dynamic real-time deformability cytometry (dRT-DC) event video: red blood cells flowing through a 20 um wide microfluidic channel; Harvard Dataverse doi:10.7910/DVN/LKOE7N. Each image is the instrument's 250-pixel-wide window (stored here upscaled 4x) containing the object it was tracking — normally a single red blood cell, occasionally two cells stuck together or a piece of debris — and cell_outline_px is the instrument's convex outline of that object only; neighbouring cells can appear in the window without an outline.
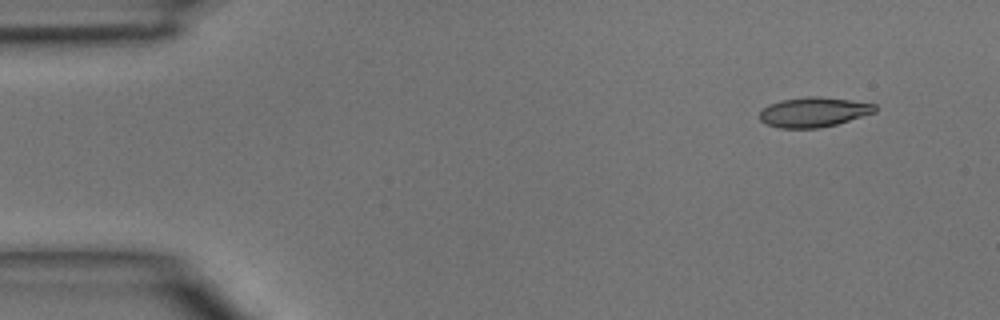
{"species": "common noctule bat (a hibernating species)", "species_latin": "Nyctalus noctula", "temperature_condition": "room temperature", "stored_images_in_passage": 42, "camera_frame_rate_fps": 3000, "um_per_image_px": 0.085, "animal": {"sex": "male", "body_mass_g": 15.6}, "frame": {"image": 1, "passage_image": 1, "time_ms": 0.0, "image_size_px": [1000, 320], "cell_outline_px": [[876, 112], [836, 124], [816, 128], [780, 128], [768, 124], [760, 120], [760, 112], [768, 104], [780, 100], [808, 96], [820, 96], [852, 100], [876, 104]], "centroid_in_image_um": [69.17, 9.51], "position_along_channel_um": 15.8, "area_um2": 20.0}}
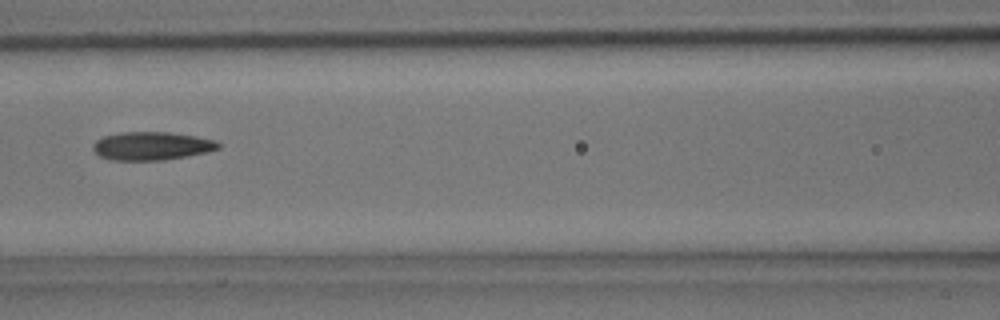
{"frame": {"image": 2, "passage_image": 17, "time_ms": 5.333, "image_size_px": [1000, 320], "cell_outline_px": [[220, 148], [208, 152], [188, 156], [164, 160], [108, 160], [100, 156], [92, 148], [92, 144], [96, 140], [104, 136], [124, 132], [168, 132], [196, 136], [216, 140], [220, 144]], "centroid_in_image_um": [12.91, 12.41], "position_along_channel_um": 153.7, "area_um2": 20.75}}
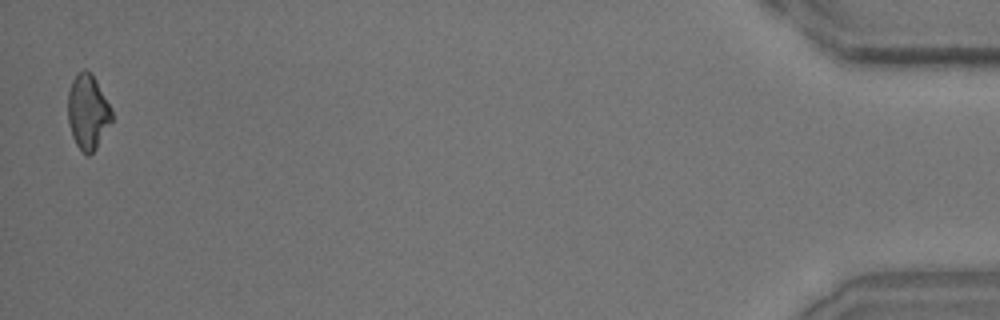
{"frame": {"image": 3, "passage_image": 42, "time_ms": 13.667, "image_size_px": [1000, 320], "cell_outline_px": [[112, 120], [96, 148], [88, 156], [76, 144], [72, 136], [68, 124], [68, 92], [72, 80], [76, 72], [84, 68], [96, 80], [112, 108]], "centroid_in_image_um": [7.45, 9.48], "position_along_channel_um": 427.7, "area_um2": 19.07}}